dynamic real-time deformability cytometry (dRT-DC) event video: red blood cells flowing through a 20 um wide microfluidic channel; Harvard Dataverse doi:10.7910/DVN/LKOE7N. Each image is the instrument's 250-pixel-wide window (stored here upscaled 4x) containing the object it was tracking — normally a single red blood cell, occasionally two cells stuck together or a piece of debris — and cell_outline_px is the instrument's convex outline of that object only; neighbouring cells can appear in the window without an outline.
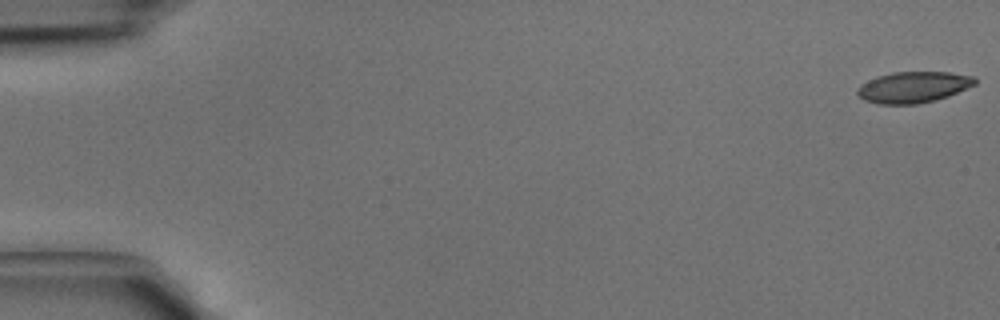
{"species": "common noctule bat (a hibernating species)", "species_latin": "Nyctalus noctula", "temperature_condition": "cold", "stored_images_in_passage": 43, "camera_frame_rate_fps": 3000, "um_per_image_px": 0.085, "animal": {"sex": "male", "body_mass_g": 15.6}, "frame": {"image": 1, "passage_image": 1, "time_ms": 0.0, "image_size_px": [1000, 320], "cell_outline_px": [[976, 84], [948, 96], [936, 100], [916, 104], [876, 104], [864, 100], [856, 92], [856, 88], [860, 84], [876, 76], [892, 72], [948, 72], [976, 76]], "centroid_in_image_um": [77.61, 7.4], "position_along_channel_um": 7.4, "area_um2": 21.5}}
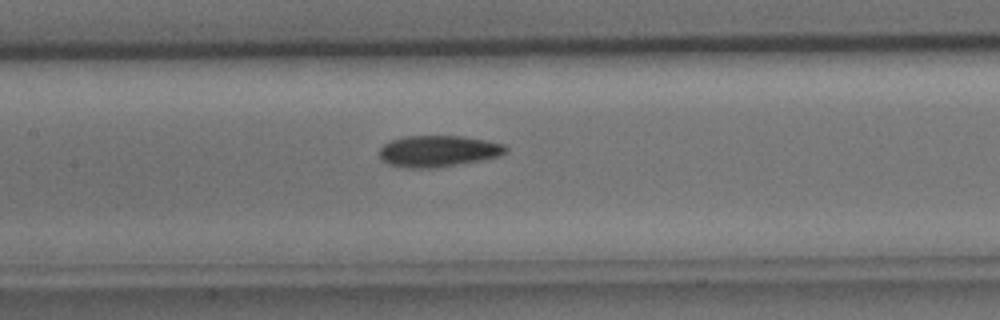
{"frame": {"image": 2, "passage_image": 21, "time_ms": 6.667, "image_size_px": [1000, 320], "cell_outline_px": [[508, 152], [500, 156], [480, 160], [436, 168], [404, 168], [388, 164], [380, 160], [380, 148], [384, 144], [392, 140], [404, 136], [464, 136], [504, 144], [508, 148]], "centroid_in_image_um": [37.24, 12.85], "position_along_channel_um": 170.2, "area_um2": 23.24}}
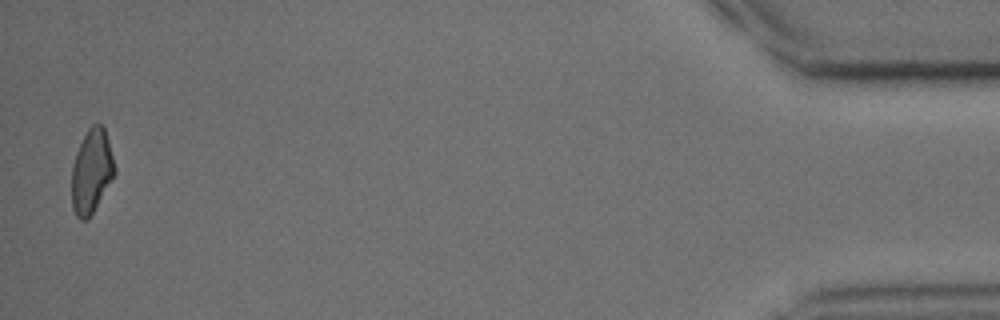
{"frame": {"image": 3, "passage_image": 43, "time_ms": 14.0, "image_size_px": [1000, 320], "cell_outline_px": [[116, 172], [88, 220], [80, 220], [76, 216], [72, 208], [72, 164], [76, 152], [88, 128], [92, 124], [100, 124], [104, 128], [108, 140], [116, 168]], "centroid_in_image_um": [7.77, 14.57], "position_along_channel_um": 427.4, "area_um2": 20.87}}